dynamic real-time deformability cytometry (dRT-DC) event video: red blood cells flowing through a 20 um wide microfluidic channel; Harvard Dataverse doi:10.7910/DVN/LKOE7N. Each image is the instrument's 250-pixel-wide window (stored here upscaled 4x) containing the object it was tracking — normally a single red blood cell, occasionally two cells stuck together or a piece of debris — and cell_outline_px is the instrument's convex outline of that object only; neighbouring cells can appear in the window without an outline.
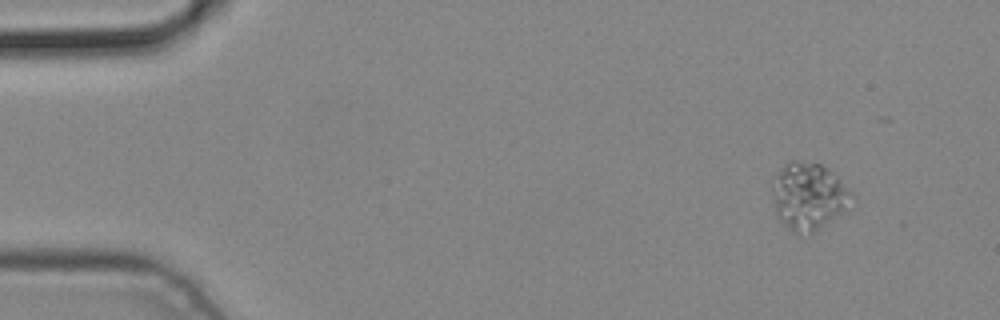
{"species": "common noctule bat (a hibernating species)", "species_latin": "Nyctalus noctula", "temperature_condition": "cold", "stored_images_in_passage": 3, "camera_frame_rate_fps": 3000, "um_per_image_px": 0.085, "animal": {"sex": "male", "body_mass_g": 19.2, "forearm_length_mm": 51.8}, "frame": {"image": 1, "passage_image": 1, "time_ms": 0.0, "image_size_px": [1000, 320], "cell_outline_px": [[856, 200], [808, 236], [796, 236], [776, 216], [772, 196], [772, 188], [776, 176], [784, 164], [792, 160], [796, 160], [820, 164], [828, 168], [852, 192]], "centroid_in_image_um": [68.71, 16.7], "position_along_channel_um": 16.3, "area_um2": 31.04}}
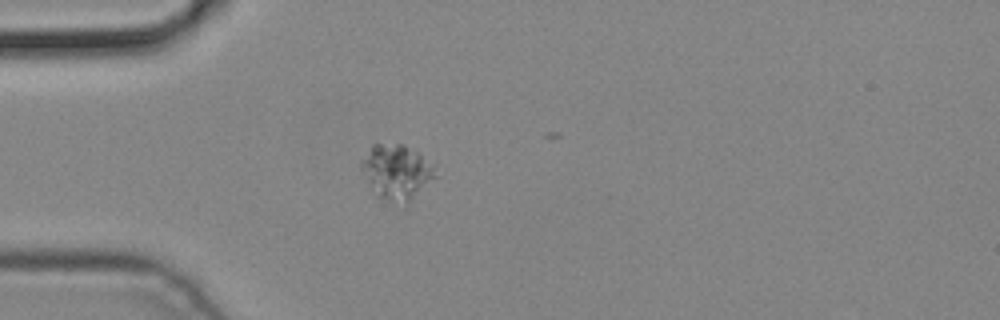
{"frame": {"image": 2, "passage_image": 3, "time_ms": 0.667, "image_size_px": [1000, 320], "cell_outline_px": [[436, 176], [404, 208], [376, 196], [360, 168], [360, 160], [372, 144], [400, 144], [416, 148], [436, 164]], "centroid_in_image_um": [33.75, 14.62], "position_along_channel_um": 51.2, "area_um2": 24.57}}